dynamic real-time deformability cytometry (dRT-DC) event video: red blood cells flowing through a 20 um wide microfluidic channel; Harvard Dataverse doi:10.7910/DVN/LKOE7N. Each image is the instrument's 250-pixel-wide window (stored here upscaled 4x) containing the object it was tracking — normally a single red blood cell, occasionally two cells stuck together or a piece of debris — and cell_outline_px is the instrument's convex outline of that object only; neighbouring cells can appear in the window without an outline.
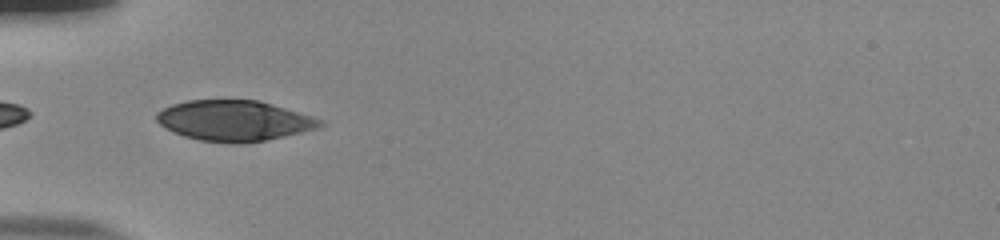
{"species": "human", "species_latin": "Homo sapiens", "temperature_condition": "room temperature", "stored_images_in_passage": 10, "camera_frame_rate_fps": 3000, "um_per_image_px": 0.085, "donor": {"sex": "male"}, "frame": {"image": 1, "passage_image": 1, "time_ms": 0.0, "image_size_px": [1000, 240], "cell_outline_px": [[324, 124], [316, 128], [284, 136], [244, 144], [236, 144], [200, 140], [184, 136], [172, 132], [164, 128], [156, 120], [156, 112], [172, 104], [188, 100], [260, 100], [312, 116], [324, 120]], "centroid_in_image_um": [19.88, 10.25], "position_along_channel_um": 65.1, "area_um2": 38.67}}
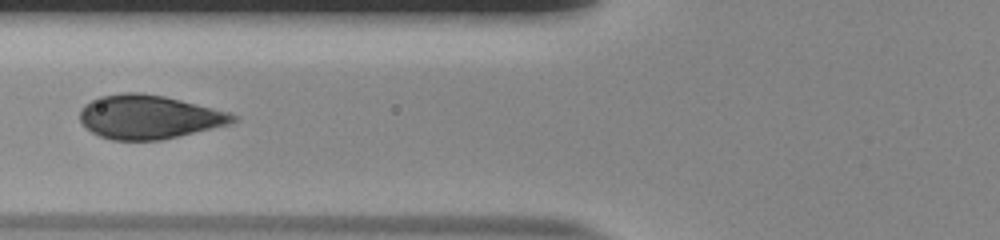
{"frame": {"image": 2, "passage_image": 5, "time_ms": 1.333, "image_size_px": [1000, 240], "cell_outline_px": [[240, 120], [228, 124], [160, 140], [112, 140], [100, 136], [92, 132], [80, 120], [80, 108], [84, 104], [100, 96], [120, 92], [140, 92], [164, 96], [228, 112], [240, 116]], "centroid_in_image_um": [12.64, 9.93], "position_along_channel_um": 113.2, "area_um2": 38.84}}